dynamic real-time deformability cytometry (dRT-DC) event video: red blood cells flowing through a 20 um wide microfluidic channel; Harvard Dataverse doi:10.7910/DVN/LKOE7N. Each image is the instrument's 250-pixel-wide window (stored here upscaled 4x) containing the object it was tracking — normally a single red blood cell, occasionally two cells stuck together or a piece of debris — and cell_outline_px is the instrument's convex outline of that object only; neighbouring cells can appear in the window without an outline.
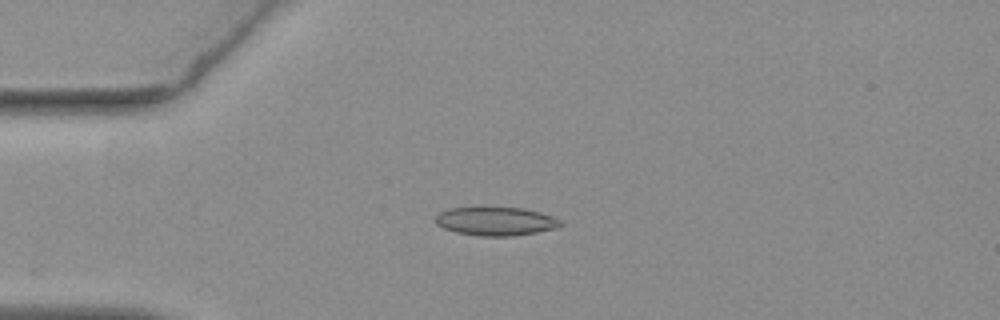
{"species": "common noctule bat (a hibernating species)", "species_latin": "Nyctalus noctula", "temperature_condition": "warm", "stored_images_in_passage": 13, "camera_frame_rate_fps": 3000, "um_per_image_px": 0.085, "animal": {"sex": "female", "body_mass_g": 19.3, "forearm_length_mm": 54.1}, "frame": {"image": 1, "passage_image": 2, "time_ms": 0.333, "image_size_px": [1000, 320], "cell_outline_px": [[564, 224], [552, 228], [536, 232], [512, 236], [480, 236], [456, 232], [444, 228], [436, 224], [436, 216], [440, 212], [448, 208], [524, 208], [540, 212], [552, 216], [560, 220]], "centroid_in_image_um": [42.13, 18.81], "position_along_channel_um": 42.9, "area_um2": 20.52}}
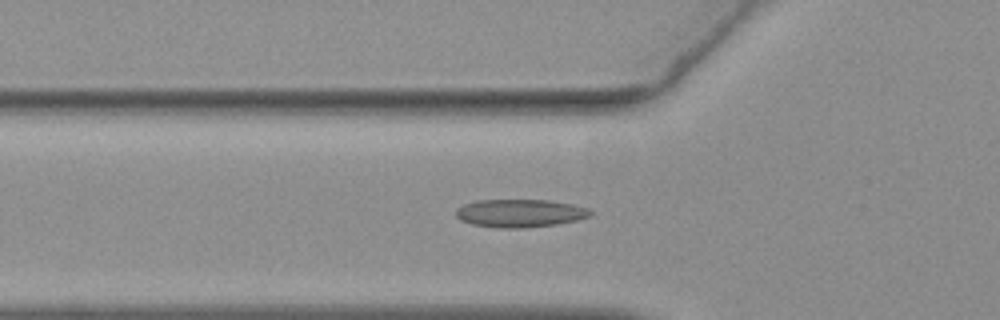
{"frame": {"image": 2, "passage_image": 7, "time_ms": 2.0, "image_size_px": [1000, 320], "cell_outline_px": [[592, 216], [576, 220], [556, 224], [524, 228], [496, 228], [472, 224], [460, 220], [456, 216], [456, 208], [464, 204], [476, 200], [548, 200], [572, 204], [588, 208], [592, 212]], "centroid_in_image_um": [44.18, 18.12], "position_along_channel_um": 81.6, "area_um2": 22.02}}
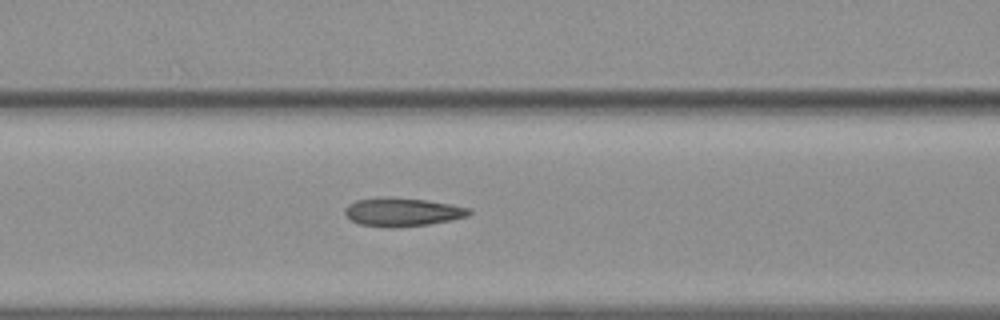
{"frame": {"image": 3, "passage_image": 11, "time_ms": 3.333, "image_size_px": [1000, 320], "cell_outline_px": [[472, 212], [468, 216], [452, 220], [428, 224], [396, 228], [388, 228], [360, 224], [352, 220], [344, 212], [344, 208], [348, 204], [356, 200], [380, 196], [388, 196], [424, 200], [452, 204], [468, 208]], "centroid_in_image_um": [34.18, 18.01], "position_along_channel_um": 132.4, "area_um2": 20.81}}